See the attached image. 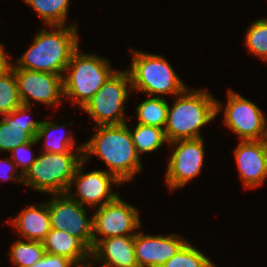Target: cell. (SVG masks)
<instances>
[{"label": "cell", "mask_w": 267, "mask_h": 267, "mask_svg": "<svg viewBox=\"0 0 267 267\" xmlns=\"http://www.w3.org/2000/svg\"><path fill=\"white\" fill-rule=\"evenodd\" d=\"M52 196L56 198L48 201L51 228L64 230L92 251L93 218H87L86 207L73 200L67 193Z\"/></svg>", "instance_id": "ba28073f"}, {"label": "cell", "mask_w": 267, "mask_h": 267, "mask_svg": "<svg viewBox=\"0 0 267 267\" xmlns=\"http://www.w3.org/2000/svg\"><path fill=\"white\" fill-rule=\"evenodd\" d=\"M97 132L83 144V159L91 155L102 159L109 170L121 183L132 181L142 165L126 123L120 125L95 126ZM89 156V157H88Z\"/></svg>", "instance_id": "6da1fadb"}, {"label": "cell", "mask_w": 267, "mask_h": 267, "mask_svg": "<svg viewBox=\"0 0 267 267\" xmlns=\"http://www.w3.org/2000/svg\"><path fill=\"white\" fill-rule=\"evenodd\" d=\"M93 236L91 259L102 262L104 267H138L134 236L99 239Z\"/></svg>", "instance_id": "e0dca14e"}, {"label": "cell", "mask_w": 267, "mask_h": 267, "mask_svg": "<svg viewBox=\"0 0 267 267\" xmlns=\"http://www.w3.org/2000/svg\"><path fill=\"white\" fill-rule=\"evenodd\" d=\"M187 242L177 234L134 236V249L138 267H161Z\"/></svg>", "instance_id": "9a60e30c"}, {"label": "cell", "mask_w": 267, "mask_h": 267, "mask_svg": "<svg viewBox=\"0 0 267 267\" xmlns=\"http://www.w3.org/2000/svg\"><path fill=\"white\" fill-rule=\"evenodd\" d=\"M176 97L173 106L168 108L164 128L168 143L202 138L200 128L216 117L223 107L222 103L205 89L191 91L185 88Z\"/></svg>", "instance_id": "3957f363"}, {"label": "cell", "mask_w": 267, "mask_h": 267, "mask_svg": "<svg viewBox=\"0 0 267 267\" xmlns=\"http://www.w3.org/2000/svg\"><path fill=\"white\" fill-rule=\"evenodd\" d=\"M91 265H92V261H90V260L88 261V259H87L85 261H82V262L75 264L74 267H89ZM101 267H104V266H101Z\"/></svg>", "instance_id": "1f68e13d"}, {"label": "cell", "mask_w": 267, "mask_h": 267, "mask_svg": "<svg viewBox=\"0 0 267 267\" xmlns=\"http://www.w3.org/2000/svg\"><path fill=\"white\" fill-rule=\"evenodd\" d=\"M93 236L95 232L107 239L118 236H135L134 230L141 227L139 211L121 200L119 195L111 202L97 208L93 214Z\"/></svg>", "instance_id": "8fae6325"}, {"label": "cell", "mask_w": 267, "mask_h": 267, "mask_svg": "<svg viewBox=\"0 0 267 267\" xmlns=\"http://www.w3.org/2000/svg\"><path fill=\"white\" fill-rule=\"evenodd\" d=\"M8 167V169H6ZM17 166L12 162V159H5L0 161V178L7 180H13L22 184L23 175L18 173L17 175L14 173L17 172ZM14 175V176H13Z\"/></svg>", "instance_id": "f546056e"}, {"label": "cell", "mask_w": 267, "mask_h": 267, "mask_svg": "<svg viewBox=\"0 0 267 267\" xmlns=\"http://www.w3.org/2000/svg\"><path fill=\"white\" fill-rule=\"evenodd\" d=\"M132 55V63L128 70L132 90L145 92L149 96H177L186 88L166 58L135 50H132Z\"/></svg>", "instance_id": "8992f818"}, {"label": "cell", "mask_w": 267, "mask_h": 267, "mask_svg": "<svg viewBox=\"0 0 267 267\" xmlns=\"http://www.w3.org/2000/svg\"><path fill=\"white\" fill-rule=\"evenodd\" d=\"M61 128H64V126H59L57 123H54L52 121H42L40 128L36 135V140L39 142L43 138L46 137V141L44 143L43 153H73L74 150L76 151H83V144L81 146L75 147L74 145L76 142H74V138L67 133L66 137L64 135H61L59 130ZM59 131L58 138L53 137V132ZM53 135V136H52ZM51 136V137H50ZM62 136V137H61ZM74 147L76 149H74Z\"/></svg>", "instance_id": "ffe728a7"}, {"label": "cell", "mask_w": 267, "mask_h": 267, "mask_svg": "<svg viewBox=\"0 0 267 267\" xmlns=\"http://www.w3.org/2000/svg\"><path fill=\"white\" fill-rule=\"evenodd\" d=\"M224 111V124L237 134L240 140L267 139V120L253 102L229 89Z\"/></svg>", "instance_id": "9c48e42d"}, {"label": "cell", "mask_w": 267, "mask_h": 267, "mask_svg": "<svg viewBox=\"0 0 267 267\" xmlns=\"http://www.w3.org/2000/svg\"><path fill=\"white\" fill-rule=\"evenodd\" d=\"M235 160L240 178L246 188H256L267 177V139L239 140Z\"/></svg>", "instance_id": "5bb4252c"}, {"label": "cell", "mask_w": 267, "mask_h": 267, "mask_svg": "<svg viewBox=\"0 0 267 267\" xmlns=\"http://www.w3.org/2000/svg\"><path fill=\"white\" fill-rule=\"evenodd\" d=\"M108 59L94 54L73 52L63 74V93L81 109L115 72ZM69 74V75H68Z\"/></svg>", "instance_id": "277c9868"}, {"label": "cell", "mask_w": 267, "mask_h": 267, "mask_svg": "<svg viewBox=\"0 0 267 267\" xmlns=\"http://www.w3.org/2000/svg\"><path fill=\"white\" fill-rule=\"evenodd\" d=\"M169 144L173 146L174 152L168 162L165 182L174 190L183 187L200 174L204 161V140L203 138L177 140Z\"/></svg>", "instance_id": "30bf717a"}, {"label": "cell", "mask_w": 267, "mask_h": 267, "mask_svg": "<svg viewBox=\"0 0 267 267\" xmlns=\"http://www.w3.org/2000/svg\"><path fill=\"white\" fill-rule=\"evenodd\" d=\"M38 141L34 138L31 142L19 145L11 151L12 162L21 167V174L24 175L28 169L35 163L36 156L31 151V146L37 144ZM14 160V161H13Z\"/></svg>", "instance_id": "83f0119b"}, {"label": "cell", "mask_w": 267, "mask_h": 267, "mask_svg": "<svg viewBox=\"0 0 267 267\" xmlns=\"http://www.w3.org/2000/svg\"><path fill=\"white\" fill-rule=\"evenodd\" d=\"M83 160V151L77 153H43L23 175L22 184L36 191L65 194L70 190L78 164Z\"/></svg>", "instance_id": "5b68a950"}, {"label": "cell", "mask_w": 267, "mask_h": 267, "mask_svg": "<svg viewBox=\"0 0 267 267\" xmlns=\"http://www.w3.org/2000/svg\"><path fill=\"white\" fill-rule=\"evenodd\" d=\"M4 51L3 44H0V78L8 74L13 67V64H10L8 61V58L11 59V57H8V54L6 55Z\"/></svg>", "instance_id": "4dcf8cb0"}, {"label": "cell", "mask_w": 267, "mask_h": 267, "mask_svg": "<svg viewBox=\"0 0 267 267\" xmlns=\"http://www.w3.org/2000/svg\"><path fill=\"white\" fill-rule=\"evenodd\" d=\"M75 263L67 257L45 252L43 258L31 267H74Z\"/></svg>", "instance_id": "f1b7e54d"}, {"label": "cell", "mask_w": 267, "mask_h": 267, "mask_svg": "<svg viewBox=\"0 0 267 267\" xmlns=\"http://www.w3.org/2000/svg\"><path fill=\"white\" fill-rule=\"evenodd\" d=\"M48 26L65 25L69 0H24Z\"/></svg>", "instance_id": "603a6c76"}, {"label": "cell", "mask_w": 267, "mask_h": 267, "mask_svg": "<svg viewBox=\"0 0 267 267\" xmlns=\"http://www.w3.org/2000/svg\"><path fill=\"white\" fill-rule=\"evenodd\" d=\"M23 105L31 106L30 98L46 105L56 106L62 101L63 76L55 73L12 68Z\"/></svg>", "instance_id": "7c38bea8"}, {"label": "cell", "mask_w": 267, "mask_h": 267, "mask_svg": "<svg viewBox=\"0 0 267 267\" xmlns=\"http://www.w3.org/2000/svg\"><path fill=\"white\" fill-rule=\"evenodd\" d=\"M209 267H216V266L214 265V263H211V265Z\"/></svg>", "instance_id": "d6a6232c"}, {"label": "cell", "mask_w": 267, "mask_h": 267, "mask_svg": "<svg viewBox=\"0 0 267 267\" xmlns=\"http://www.w3.org/2000/svg\"><path fill=\"white\" fill-rule=\"evenodd\" d=\"M10 248L7 255L11 257L16 267H31L40 261L45 253L43 243L40 241L17 240Z\"/></svg>", "instance_id": "cb8c5ba5"}, {"label": "cell", "mask_w": 267, "mask_h": 267, "mask_svg": "<svg viewBox=\"0 0 267 267\" xmlns=\"http://www.w3.org/2000/svg\"><path fill=\"white\" fill-rule=\"evenodd\" d=\"M45 252L69 258L75 264L91 257V251L76 237L51 228L42 241Z\"/></svg>", "instance_id": "d6986e66"}, {"label": "cell", "mask_w": 267, "mask_h": 267, "mask_svg": "<svg viewBox=\"0 0 267 267\" xmlns=\"http://www.w3.org/2000/svg\"><path fill=\"white\" fill-rule=\"evenodd\" d=\"M77 23L49 26L34 37L29 49L17 59L12 68L55 73L63 76L73 52L79 47Z\"/></svg>", "instance_id": "7a4b0ae2"}, {"label": "cell", "mask_w": 267, "mask_h": 267, "mask_svg": "<svg viewBox=\"0 0 267 267\" xmlns=\"http://www.w3.org/2000/svg\"><path fill=\"white\" fill-rule=\"evenodd\" d=\"M21 105L16 76L11 70L0 78V115L9 114Z\"/></svg>", "instance_id": "484cf974"}, {"label": "cell", "mask_w": 267, "mask_h": 267, "mask_svg": "<svg viewBox=\"0 0 267 267\" xmlns=\"http://www.w3.org/2000/svg\"><path fill=\"white\" fill-rule=\"evenodd\" d=\"M130 89L128 70L115 71L82 109L94 119L95 126L124 124V103Z\"/></svg>", "instance_id": "52a82bcc"}, {"label": "cell", "mask_w": 267, "mask_h": 267, "mask_svg": "<svg viewBox=\"0 0 267 267\" xmlns=\"http://www.w3.org/2000/svg\"><path fill=\"white\" fill-rule=\"evenodd\" d=\"M11 220L12 226L18 229L26 240L42 242L51 229L48 202L24 208Z\"/></svg>", "instance_id": "ac0fdd59"}, {"label": "cell", "mask_w": 267, "mask_h": 267, "mask_svg": "<svg viewBox=\"0 0 267 267\" xmlns=\"http://www.w3.org/2000/svg\"><path fill=\"white\" fill-rule=\"evenodd\" d=\"M30 107L22 104L11 113L3 115L0 120V151H12L36 138L42 121L30 118L26 120V116L32 110Z\"/></svg>", "instance_id": "2e32d148"}, {"label": "cell", "mask_w": 267, "mask_h": 267, "mask_svg": "<svg viewBox=\"0 0 267 267\" xmlns=\"http://www.w3.org/2000/svg\"><path fill=\"white\" fill-rule=\"evenodd\" d=\"M160 96L149 97L138 105L135 111L139 120L138 123L165 128L169 104Z\"/></svg>", "instance_id": "44dd1931"}, {"label": "cell", "mask_w": 267, "mask_h": 267, "mask_svg": "<svg viewBox=\"0 0 267 267\" xmlns=\"http://www.w3.org/2000/svg\"><path fill=\"white\" fill-rule=\"evenodd\" d=\"M211 263L208 257L187 241L161 267H209Z\"/></svg>", "instance_id": "d4e9b609"}, {"label": "cell", "mask_w": 267, "mask_h": 267, "mask_svg": "<svg viewBox=\"0 0 267 267\" xmlns=\"http://www.w3.org/2000/svg\"><path fill=\"white\" fill-rule=\"evenodd\" d=\"M246 33L245 45L249 52L267 61V19H257Z\"/></svg>", "instance_id": "4316f807"}, {"label": "cell", "mask_w": 267, "mask_h": 267, "mask_svg": "<svg viewBox=\"0 0 267 267\" xmlns=\"http://www.w3.org/2000/svg\"><path fill=\"white\" fill-rule=\"evenodd\" d=\"M85 164L83 159L77 166L71 181L76 182V193L72 194L70 190L67 194L81 205L87 204L93 207H100L108 202L113 201L119 193L111 192V184L120 185L121 182L111 173L102 170H95L84 174L82 167ZM79 197V199H78Z\"/></svg>", "instance_id": "4fadbf2b"}, {"label": "cell", "mask_w": 267, "mask_h": 267, "mask_svg": "<svg viewBox=\"0 0 267 267\" xmlns=\"http://www.w3.org/2000/svg\"><path fill=\"white\" fill-rule=\"evenodd\" d=\"M130 134L139 156L141 153L157 150L165 142L168 143L164 129L156 126L137 123L133 132L130 130Z\"/></svg>", "instance_id": "7402d4cb"}]
</instances>
